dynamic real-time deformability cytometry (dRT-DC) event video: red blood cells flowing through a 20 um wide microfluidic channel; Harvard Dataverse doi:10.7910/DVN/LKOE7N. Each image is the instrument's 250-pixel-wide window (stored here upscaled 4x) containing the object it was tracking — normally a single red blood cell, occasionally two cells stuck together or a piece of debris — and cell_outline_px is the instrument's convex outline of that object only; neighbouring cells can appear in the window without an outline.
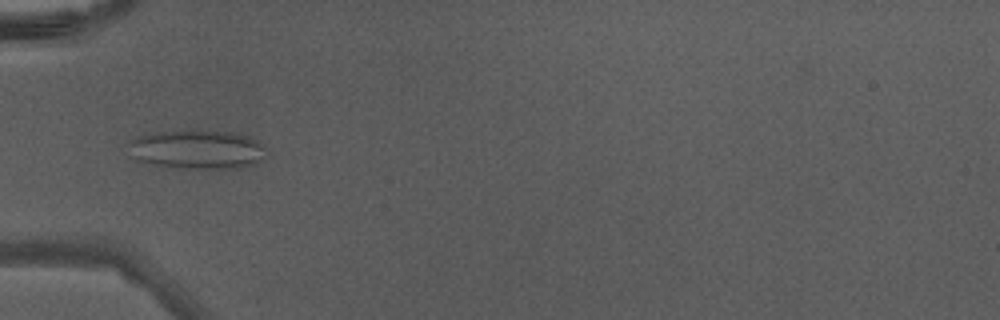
{"species": "Egyptian fruit bat (a non-hibernating species)", "species_latin": "Rousettus aegyptiacus", "temperature_condition": "warm", "stored_images_in_passage": 31, "camera_frame_rate_fps": 3000, "um_per_image_px": 0.085, "animal": {"sex": "male"}, "frame": {"image": 1, "passage_image": 1, "time_ms": 0.0, "image_size_px": [1000, 320], "cell_outline_px": [[264, 160], [256, 164], [244, 168], [184, 168], [156, 164], [136, 160], [132, 156], [128, 144], [132, 140], [140, 136], [164, 132], [228, 132], [248, 136], [264, 144]], "centroid_in_image_um": [16.84, 12.74], "position_along_channel_um": 68.2, "area_um2": 30.58}}
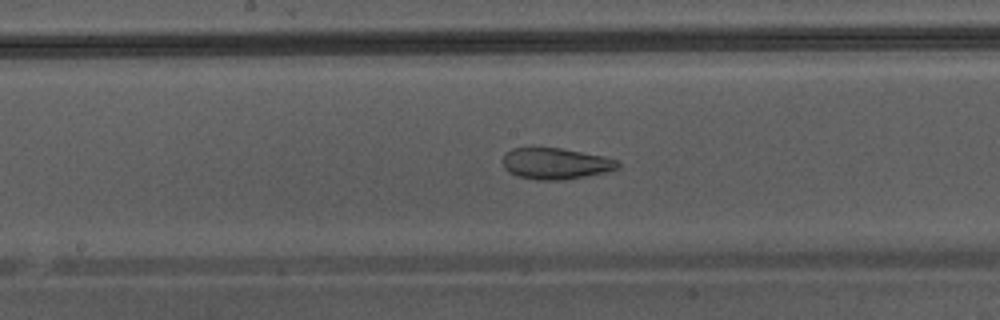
{"frame": {"image": 2, "passage_image": 10, "time_ms": 3.0, "image_size_px": [1000, 320], "cell_outline_px": [[620, 164], [616, 168], [604, 172], [564, 180], [536, 180], [516, 176], [508, 172], [504, 168], [504, 156], [512, 148], [560, 148], [604, 156], [616, 160]], "centroid_in_image_um": [47.2, 13.91], "position_along_channel_um": 201.0, "area_um2": 20.69}}
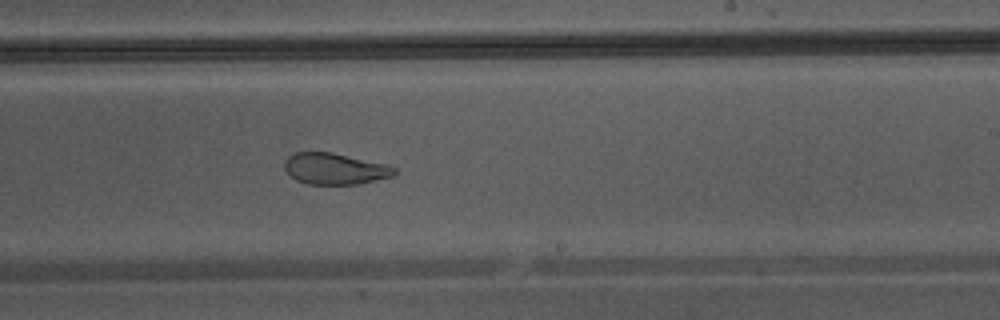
{"frame": {"image": 3, "passage_image": 14, "time_ms": 4.333, "image_size_px": [1000, 320], "cell_outline_px": [[396, 172], [392, 176], [356, 184], [308, 184], [296, 180], [284, 168], [284, 160], [292, 152], [332, 152], [388, 164], [396, 168]], "centroid_in_image_um": [28.45, 14.33], "position_along_channel_um": 260.6, "area_um2": 20.06}}